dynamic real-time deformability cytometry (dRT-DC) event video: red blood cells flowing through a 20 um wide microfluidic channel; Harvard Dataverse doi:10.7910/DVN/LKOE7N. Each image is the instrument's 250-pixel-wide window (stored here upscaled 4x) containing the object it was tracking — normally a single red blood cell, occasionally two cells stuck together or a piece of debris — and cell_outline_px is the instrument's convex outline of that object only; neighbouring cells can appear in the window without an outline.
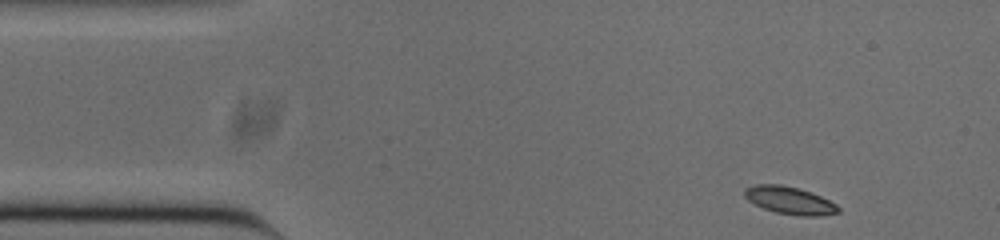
{"species": "common noctule bat (a hibernating species)", "species_latin": "Nyctalus noctula", "temperature_condition": "cold", "stored_images_in_passage": 49, "camera_frame_rate_fps": 3000, "um_per_image_px": 0.085, "animal": {"sex": "male", "body_mass_g": 20.0, "forearm_length_mm": 53.3}, "frame": {"image": 1, "passage_image": 1, "time_ms": 0.0, "image_size_px": [1000, 240], "cell_outline_px": [[840, 212], [820, 216], [800, 216], [776, 212], [764, 208], [748, 200], [744, 196], [744, 188], [756, 184], [780, 184], [796, 188], [820, 196], [836, 204], [840, 208]], "centroid_in_image_um": [67.11, 17.04], "position_along_channel_um": 17.9, "area_um2": 14.85}}
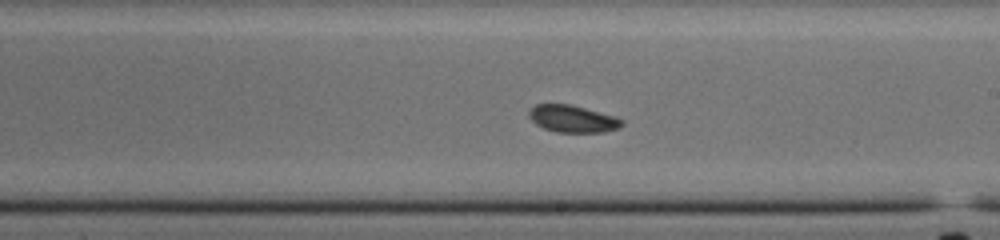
{"frame": {"image": 2, "passage_image": 25, "time_ms": 8.0, "image_size_px": [1000, 240], "cell_outline_px": [[624, 124], [620, 128], [604, 132], [556, 132], [544, 128], [536, 124], [528, 116], [528, 112], [536, 104], [572, 104], [616, 116], [624, 120]], "centroid_in_image_um": [48.72, 10.09], "position_along_channel_um": 240.3, "area_um2": 14.85}}
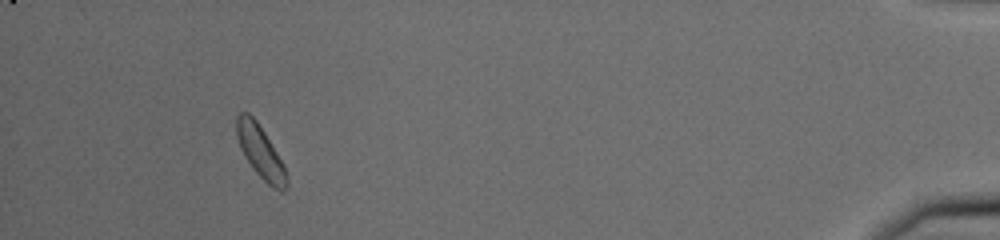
{"frame": {"image": 3, "passage_image": 45, "time_ms": 14.667, "image_size_px": [1000, 240], "cell_outline_px": [[288, 188], [284, 192], [280, 192], [272, 188], [252, 168], [244, 156], [240, 148], [236, 136], [236, 116], [240, 112], [248, 112], [256, 120], [264, 132], [284, 164], [288, 176]], "centroid_in_image_um": [22.15, 12.95], "position_along_channel_um": 413.0, "area_um2": 15.55}, "authors_computed_cell_mechanics": {"area_um2": 14.8546, "velocity_mm_per_s": 3.7383, "shape_relaxation_time_tau1_ms": 11.0936, "shape_relaxation_time_tau2_ms": 6.1801, "deformation_change_tau1": 0.13, "deformation_change_tau2": 0.0919}}